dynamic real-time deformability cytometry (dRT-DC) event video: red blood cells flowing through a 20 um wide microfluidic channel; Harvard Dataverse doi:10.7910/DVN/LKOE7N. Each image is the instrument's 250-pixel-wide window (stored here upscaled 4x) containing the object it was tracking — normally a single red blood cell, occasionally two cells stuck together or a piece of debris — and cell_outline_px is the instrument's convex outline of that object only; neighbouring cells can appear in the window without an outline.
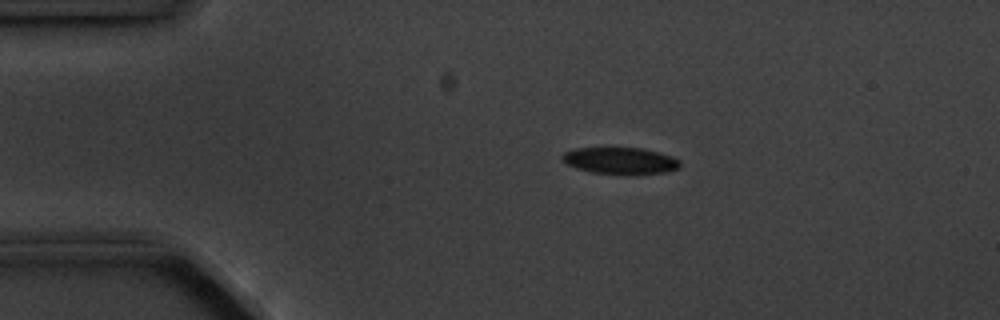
{"species": "common noctule bat (a hibernating species)", "species_latin": "Nyctalus noctula", "temperature_condition": "cold", "stored_images_in_passage": 14, "camera_frame_rate_fps": 3000, "um_per_image_px": 0.085, "animal": {"sex": "male", "body_mass_g": 20.1, "forearm_length_mm": 53.5}, "frame": {"image": 1, "passage_image": 3, "time_ms": 2.333, "image_size_px": [1000, 320], "cell_outline_px": [[680, 168], [664, 172], [632, 176], [592, 172], [576, 168], [568, 164], [560, 156], [564, 152], [572, 148], [644, 148], [672, 156], [680, 160]], "centroid_in_image_um": [52.75, 13.67], "position_along_channel_um": 32.2, "area_um2": 18.67}}
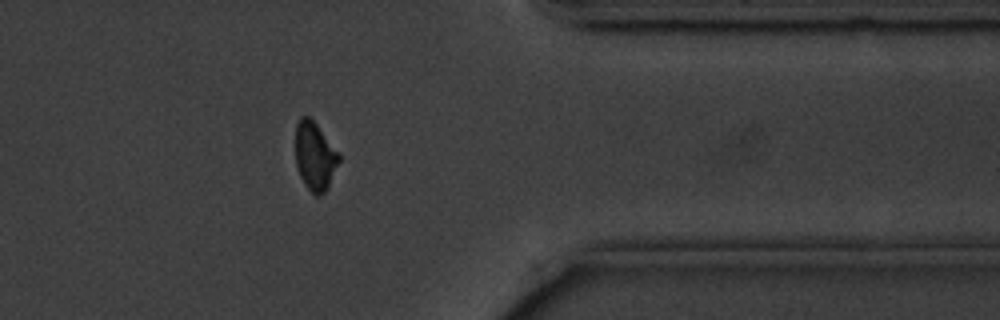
{"frame": {"image": 2, "passage_image": 12, "time_ms": 13.667, "image_size_px": [1000, 320], "cell_outline_px": [[340, 160], [328, 188], [320, 196], [312, 196], [304, 184], [300, 176], [296, 164], [296, 124], [300, 116], [308, 116], [316, 124], [340, 152]], "centroid_in_image_um": [26.78, 13.31], "position_along_channel_um": 384.6, "area_um2": 17.57}}
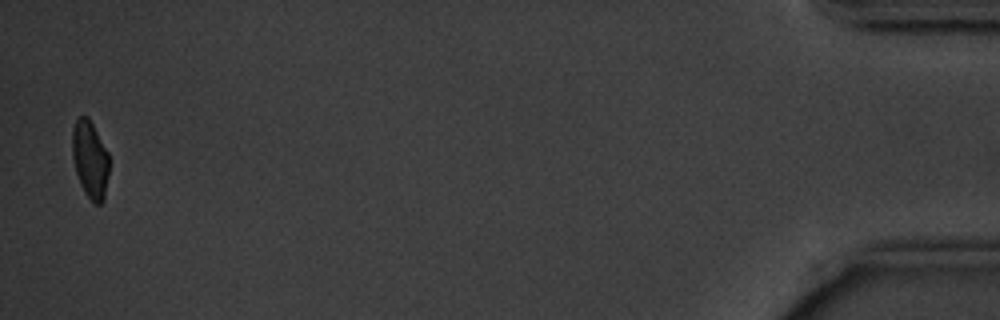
{"frame": {"image": 3, "passage_image": 14, "time_ms": 17.0, "image_size_px": [1000, 320], "cell_outline_px": [[108, 176], [104, 200], [100, 204], [96, 204], [84, 192], [80, 184], [72, 160], [72, 128], [76, 120], [80, 116], [88, 116], [108, 152]], "centroid_in_image_um": [7.64, 13.54], "position_along_channel_um": 427.6, "area_um2": 16.65}, "authors_computed_cell_mechanics": {"area_um2": 18.3226, "velocity_mm_per_s": 3.586, "shape_relaxation_time_tau1_ms": 1.8629, "shape_relaxation_time_tau2_ms": null, "deformation_change_tau1": 0.0803, "deformation_change_tau2": null}}